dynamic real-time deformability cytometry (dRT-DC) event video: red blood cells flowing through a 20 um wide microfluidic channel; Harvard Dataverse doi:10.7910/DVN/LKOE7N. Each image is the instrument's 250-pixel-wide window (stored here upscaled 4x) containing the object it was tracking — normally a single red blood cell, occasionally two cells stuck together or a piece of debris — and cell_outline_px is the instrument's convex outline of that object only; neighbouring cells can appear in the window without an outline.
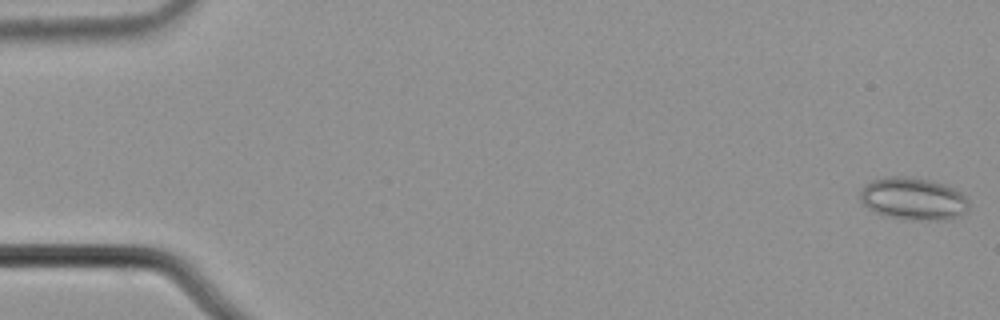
{"species": "common noctule bat (a hibernating species)", "species_latin": "Nyctalus noctula", "temperature_condition": "cold", "stored_images_in_passage": 2, "camera_frame_rate_fps": 3000, "um_per_image_px": 0.085, "animal": {"sex": "male", "body_mass_g": 21.5, "forearm_length_mm": 52.0}, "frame": {"image": 1, "passage_image": 2, "time_ms": 0.333, "image_size_px": [1000, 320], "cell_outline_px": [[968, 208], [960, 216], [948, 220], [904, 220], [888, 216], [876, 212], [868, 208], [860, 200], [860, 188], [864, 184], [872, 180], [888, 176], [908, 176], [928, 180], [944, 184], [960, 192], [968, 200]], "centroid_in_image_um": [77.6, 16.9], "position_along_channel_um": 7.4, "area_um2": 27.05}}